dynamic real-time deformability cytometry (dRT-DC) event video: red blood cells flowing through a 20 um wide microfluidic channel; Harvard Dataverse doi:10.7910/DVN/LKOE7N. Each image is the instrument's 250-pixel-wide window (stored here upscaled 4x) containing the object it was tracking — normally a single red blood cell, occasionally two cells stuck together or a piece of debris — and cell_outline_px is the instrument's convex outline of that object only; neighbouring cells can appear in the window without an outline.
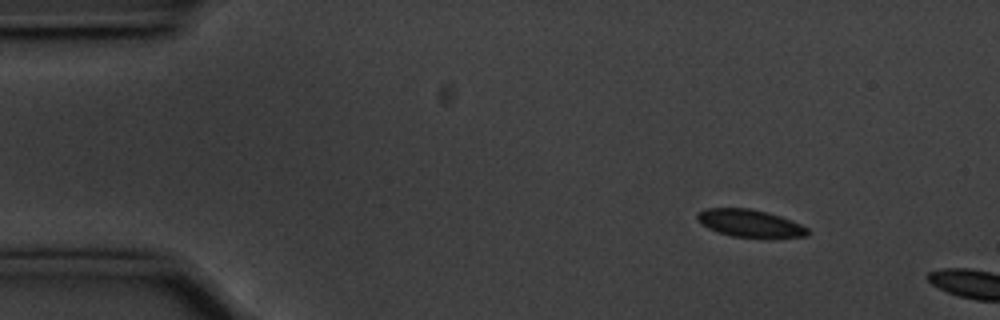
{"species": "common noctule bat (a hibernating species)", "species_latin": "Nyctalus noctula", "temperature_condition": "cold", "stored_images_in_passage": 52, "camera_frame_rate_fps": 3000, "um_per_image_px": 0.085, "animal": {"sex": "male", "body_mass_g": 20.1, "forearm_length_mm": 53.5}, "frame": {"image": 1, "passage_image": 6, "time_ms": 1.667, "image_size_px": [1000, 320], "cell_outline_px": [[808, 236], [776, 240], [764, 240], [732, 236], [716, 232], [708, 228], [696, 216], [696, 212], [708, 208], [748, 208], [768, 212], [792, 220], [808, 228]], "centroid_in_image_um": [63.83, 19.03], "position_along_channel_um": 21.2, "area_um2": 18.44}}
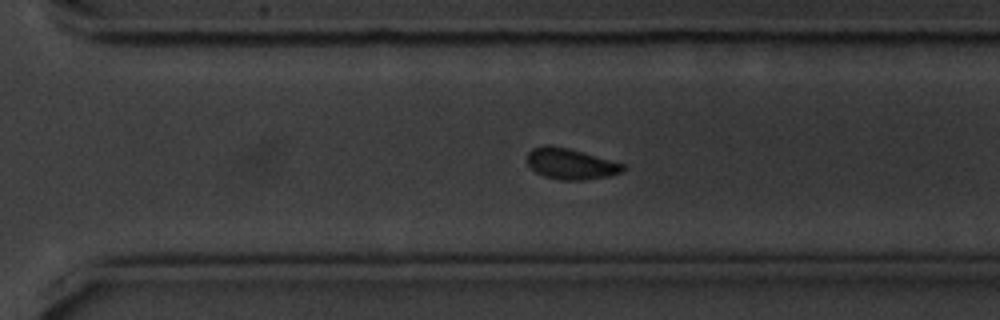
{"frame": {"image": 2, "passage_image": 38, "time_ms": 12.333, "image_size_px": [1000, 320], "cell_outline_px": [[624, 168], [620, 172], [612, 176], [584, 180], [560, 180], [544, 176], [536, 172], [528, 164], [528, 152], [532, 148], [548, 144], [568, 148], [624, 164]], "centroid_in_image_um": [48.49, 13.93], "position_along_channel_um": 322.1, "area_um2": 17.11}}
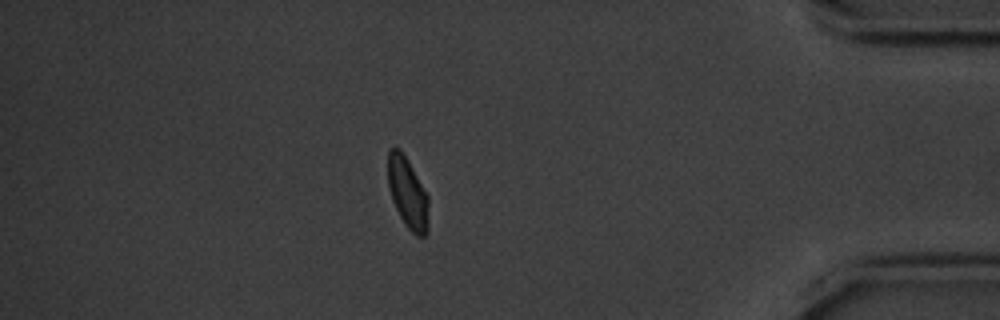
{"frame": {"image": 3, "passage_image": 48, "time_ms": 15.667, "image_size_px": [1000, 320], "cell_outline_px": [[428, 232], [424, 236], [416, 236], [404, 224], [392, 200], [388, 188], [388, 148], [400, 148], [428, 196]], "centroid_in_image_um": [34.64, 16.42], "position_along_channel_um": 400.6, "area_um2": 16.7}, "authors_computed_cell_mechanics": {"area_um2": 17.8602, "velocity_mm_per_s": 3.534, "shape_relaxation_time_tau1_ms": 2.0342, "shape_relaxation_time_tau2_ms": 1.4499, "deformation_change_tau1": 0.0983, "deformation_change_tau2": 0.0502}}